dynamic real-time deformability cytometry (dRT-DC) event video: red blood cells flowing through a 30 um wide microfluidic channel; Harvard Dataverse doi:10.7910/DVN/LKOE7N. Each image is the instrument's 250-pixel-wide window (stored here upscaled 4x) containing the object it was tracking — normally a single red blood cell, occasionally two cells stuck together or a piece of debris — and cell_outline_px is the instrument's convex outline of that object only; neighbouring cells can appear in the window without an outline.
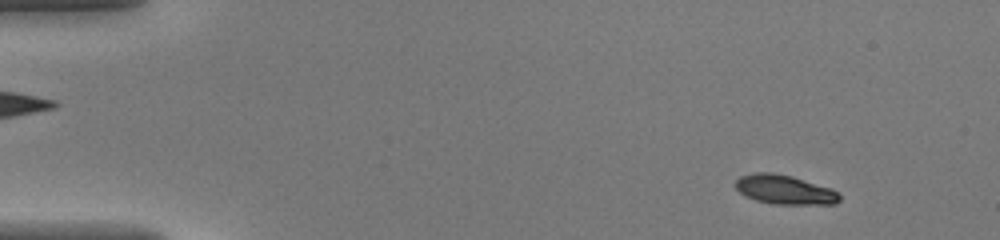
{"species": "common noctule bat (a hibernating species)", "species_latin": "Nyctalus noctula", "temperature_condition": "warm", "stored_images_in_passage": 47, "camera_frame_rate_fps": 3000, "um_per_image_px": 0.085, "animal": {"sex": "female", "body_mass_g": 20.0, "forearm_length_mm": 54.0}, "frame": {"image": 1, "passage_image": 5, "time_ms": 1.333, "image_size_px": [1000, 240], "cell_outline_px": [[840, 200], [836, 204], [772, 204], [756, 200], [744, 196], [732, 184], [740, 176], [756, 172], [772, 172], [792, 176], [832, 188], [840, 196]], "centroid_in_image_um": [66.66, 16.12], "position_along_channel_um": 18.3, "area_um2": 17.92}}
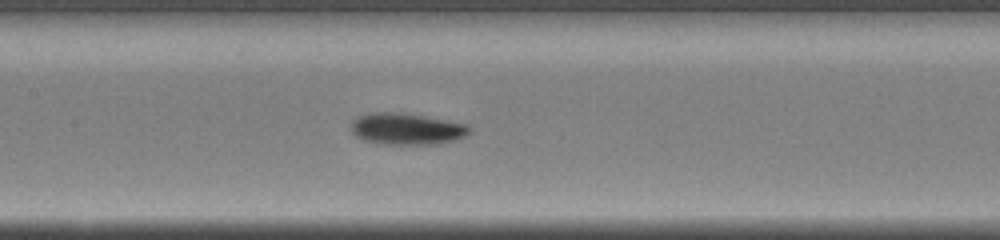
{"frame": {"image": 2, "passage_image": 23, "time_ms": 7.333, "image_size_px": [1000, 240], "cell_outline_px": [[472, 132], [456, 140], [436, 144], [384, 144], [364, 140], [356, 136], [352, 132], [352, 120], [356, 116], [368, 112], [400, 112], [424, 116], [468, 124], [472, 128]], "centroid_in_image_um": [34.58, 10.94], "position_along_channel_um": 172.8, "area_um2": 21.96}}
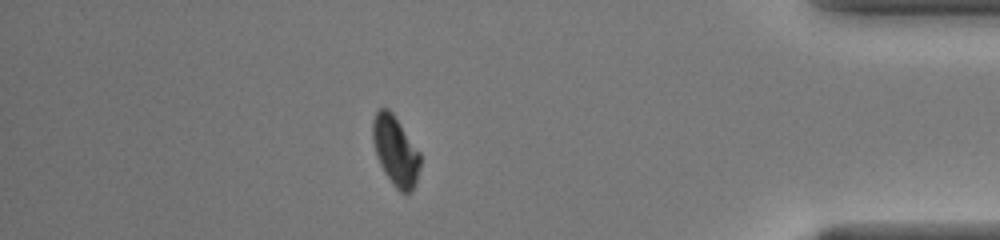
{"frame": {"image": 3, "passage_image": 41, "time_ms": 13.333, "image_size_px": [1000, 240], "cell_outline_px": [[420, 168], [416, 184], [412, 192], [408, 196], [400, 192], [392, 184], [384, 172], [376, 156], [372, 140], [372, 120], [376, 112], [380, 108], [388, 108], [392, 112], [420, 152]], "centroid_in_image_um": [33.62, 12.86], "position_along_channel_um": 401.6, "area_um2": 19.59}}